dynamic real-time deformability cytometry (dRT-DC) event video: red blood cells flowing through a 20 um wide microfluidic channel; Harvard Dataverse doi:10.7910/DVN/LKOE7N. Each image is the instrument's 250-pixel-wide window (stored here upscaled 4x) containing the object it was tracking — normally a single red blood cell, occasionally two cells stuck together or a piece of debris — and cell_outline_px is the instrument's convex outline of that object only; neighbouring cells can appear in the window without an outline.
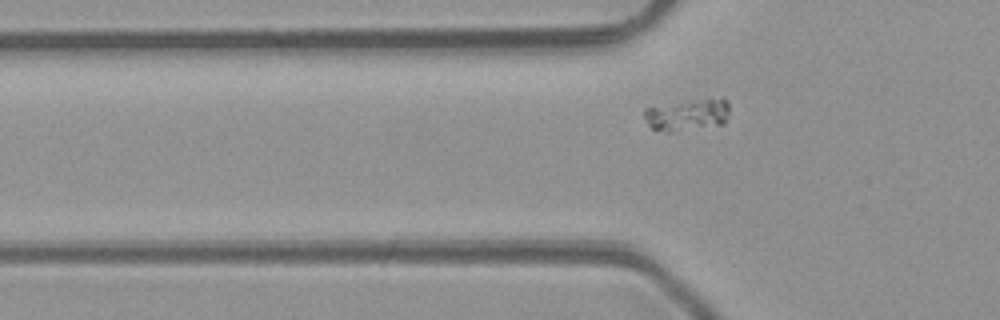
{"species": "common noctule bat (a hibernating species)", "species_latin": "Nyctalus noctula", "temperature_condition": "room temperature", "stored_images_in_passage": 7, "camera_frame_rate_fps": 3000, "um_per_image_px": 0.085, "animal": {"sex": "male", "body_mass_g": 23.1, "forearm_length_mm": 52.7}, "frame": {"image": 1, "passage_image": 7, "time_ms": 8.0, "image_size_px": [1000, 320], "cell_outline_px": [[728, 112], [724, 124], [668, 132], [664, 132], [652, 128], [648, 124], [644, 116], [644, 108], [724, 96], [728, 100]], "centroid_in_image_um": [58.47, 9.75], "position_along_channel_um": 67.3, "area_um2": 15.61}}